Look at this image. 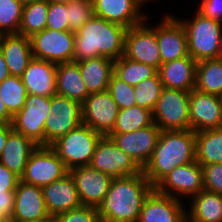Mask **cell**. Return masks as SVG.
Masks as SVG:
<instances>
[{"label": "cell", "mask_w": 222, "mask_h": 222, "mask_svg": "<svg viewBox=\"0 0 222 222\" xmlns=\"http://www.w3.org/2000/svg\"><path fill=\"white\" fill-rule=\"evenodd\" d=\"M153 190L142 171L113 178L108 193L97 207L101 222H137L144 201Z\"/></svg>", "instance_id": "cell-1"}, {"label": "cell", "mask_w": 222, "mask_h": 222, "mask_svg": "<svg viewBox=\"0 0 222 222\" xmlns=\"http://www.w3.org/2000/svg\"><path fill=\"white\" fill-rule=\"evenodd\" d=\"M128 28L93 16L75 32L73 62L101 56L117 60L124 55Z\"/></svg>", "instance_id": "cell-2"}, {"label": "cell", "mask_w": 222, "mask_h": 222, "mask_svg": "<svg viewBox=\"0 0 222 222\" xmlns=\"http://www.w3.org/2000/svg\"><path fill=\"white\" fill-rule=\"evenodd\" d=\"M195 149L194 131H161L152 156L142 172L155 187L175 167L196 161Z\"/></svg>", "instance_id": "cell-3"}, {"label": "cell", "mask_w": 222, "mask_h": 222, "mask_svg": "<svg viewBox=\"0 0 222 222\" xmlns=\"http://www.w3.org/2000/svg\"><path fill=\"white\" fill-rule=\"evenodd\" d=\"M175 17L185 29L188 55L197 62L219 58L222 22L204 17L197 10L192 18Z\"/></svg>", "instance_id": "cell-4"}, {"label": "cell", "mask_w": 222, "mask_h": 222, "mask_svg": "<svg viewBox=\"0 0 222 222\" xmlns=\"http://www.w3.org/2000/svg\"><path fill=\"white\" fill-rule=\"evenodd\" d=\"M102 135L91 127L80 124L59 137L50 147L56 152L68 170L90 165L97 142Z\"/></svg>", "instance_id": "cell-5"}, {"label": "cell", "mask_w": 222, "mask_h": 222, "mask_svg": "<svg viewBox=\"0 0 222 222\" xmlns=\"http://www.w3.org/2000/svg\"><path fill=\"white\" fill-rule=\"evenodd\" d=\"M190 91L163 88L152 109L153 121L161 131L188 130Z\"/></svg>", "instance_id": "cell-6"}, {"label": "cell", "mask_w": 222, "mask_h": 222, "mask_svg": "<svg viewBox=\"0 0 222 222\" xmlns=\"http://www.w3.org/2000/svg\"><path fill=\"white\" fill-rule=\"evenodd\" d=\"M33 58L54 64L73 62L75 32L44 29L30 37Z\"/></svg>", "instance_id": "cell-7"}, {"label": "cell", "mask_w": 222, "mask_h": 222, "mask_svg": "<svg viewBox=\"0 0 222 222\" xmlns=\"http://www.w3.org/2000/svg\"><path fill=\"white\" fill-rule=\"evenodd\" d=\"M82 104L66 96L55 94L44 126V146L82 124Z\"/></svg>", "instance_id": "cell-8"}, {"label": "cell", "mask_w": 222, "mask_h": 222, "mask_svg": "<svg viewBox=\"0 0 222 222\" xmlns=\"http://www.w3.org/2000/svg\"><path fill=\"white\" fill-rule=\"evenodd\" d=\"M50 107L51 97L28 94L23 108L13 116V130L44 146V126Z\"/></svg>", "instance_id": "cell-9"}, {"label": "cell", "mask_w": 222, "mask_h": 222, "mask_svg": "<svg viewBox=\"0 0 222 222\" xmlns=\"http://www.w3.org/2000/svg\"><path fill=\"white\" fill-rule=\"evenodd\" d=\"M68 173L69 170L50 146H38L31 153L20 181L43 187Z\"/></svg>", "instance_id": "cell-10"}, {"label": "cell", "mask_w": 222, "mask_h": 222, "mask_svg": "<svg viewBox=\"0 0 222 222\" xmlns=\"http://www.w3.org/2000/svg\"><path fill=\"white\" fill-rule=\"evenodd\" d=\"M148 19L147 16L143 23L127 29L124 56L158 70L162 61L157 43L156 25L153 26L150 22L148 23Z\"/></svg>", "instance_id": "cell-11"}, {"label": "cell", "mask_w": 222, "mask_h": 222, "mask_svg": "<svg viewBox=\"0 0 222 222\" xmlns=\"http://www.w3.org/2000/svg\"><path fill=\"white\" fill-rule=\"evenodd\" d=\"M154 189L160 194L188 201L204 190L202 166L197 161L177 166Z\"/></svg>", "instance_id": "cell-12"}, {"label": "cell", "mask_w": 222, "mask_h": 222, "mask_svg": "<svg viewBox=\"0 0 222 222\" xmlns=\"http://www.w3.org/2000/svg\"><path fill=\"white\" fill-rule=\"evenodd\" d=\"M90 166L112 178L138 174L142 169L108 136L97 142Z\"/></svg>", "instance_id": "cell-13"}, {"label": "cell", "mask_w": 222, "mask_h": 222, "mask_svg": "<svg viewBox=\"0 0 222 222\" xmlns=\"http://www.w3.org/2000/svg\"><path fill=\"white\" fill-rule=\"evenodd\" d=\"M119 110L108 91L89 94L82 104V122L102 136H108L115 126Z\"/></svg>", "instance_id": "cell-14"}, {"label": "cell", "mask_w": 222, "mask_h": 222, "mask_svg": "<svg viewBox=\"0 0 222 222\" xmlns=\"http://www.w3.org/2000/svg\"><path fill=\"white\" fill-rule=\"evenodd\" d=\"M160 132L159 127L153 123L132 132L110 133L108 137L143 169L152 156Z\"/></svg>", "instance_id": "cell-15"}, {"label": "cell", "mask_w": 222, "mask_h": 222, "mask_svg": "<svg viewBox=\"0 0 222 222\" xmlns=\"http://www.w3.org/2000/svg\"><path fill=\"white\" fill-rule=\"evenodd\" d=\"M11 219L16 222H52L42 187L18 182Z\"/></svg>", "instance_id": "cell-16"}, {"label": "cell", "mask_w": 222, "mask_h": 222, "mask_svg": "<svg viewBox=\"0 0 222 222\" xmlns=\"http://www.w3.org/2000/svg\"><path fill=\"white\" fill-rule=\"evenodd\" d=\"M190 130L194 132L221 129L222 105L217 95L190 91L189 98Z\"/></svg>", "instance_id": "cell-17"}, {"label": "cell", "mask_w": 222, "mask_h": 222, "mask_svg": "<svg viewBox=\"0 0 222 222\" xmlns=\"http://www.w3.org/2000/svg\"><path fill=\"white\" fill-rule=\"evenodd\" d=\"M156 37L162 64L188 56L185 29L173 14L162 16L156 24Z\"/></svg>", "instance_id": "cell-18"}, {"label": "cell", "mask_w": 222, "mask_h": 222, "mask_svg": "<svg viewBox=\"0 0 222 222\" xmlns=\"http://www.w3.org/2000/svg\"><path fill=\"white\" fill-rule=\"evenodd\" d=\"M82 205L98 207L109 191L112 177L90 165L69 170Z\"/></svg>", "instance_id": "cell-19"}, {"label": "cell", "mask_w": 222, "mask_h": 222, "mask_svg": "<svg viewBox=\"0 0 222 222\" xmlns=\"http://www.w3.org/2000/svg\"><path fill=\"white\" fill-rule=\"evenodd\" d=\"M92 3L94 16L126 28L143 23L148 15L137 0H92Z\"/></svg>", "instance_id": "cell-20"}, {"label": "cell", "mask_w": 222, "mask_h": 222, "mask_svg": "<svg viewBox=\"0 0 222 222\" xmlns=\"http://www.w3.org/2000/svg\"><path fill=\"white\" fill-rule=\"evenodd\" d=\"M186 204L155 189L144 201L137 222H182Z\"/></svg>", "instance_id": "cell-21"}, {"label": "cell", "mask_w": 222, "mask_h": 222, "mask_svg": "<svg viewBox=\"0 0 222 222\" xmlns=\"http://www.w3.org/2000/svg\"><path fill=\"white\" fill-rule=\"evenodd\" d=\"M44 201L50 216L82 206L78 191L70 173L42 187Z\"/></svg>", "instance_id": "cell-22"}, {"label": "cell", "mask_w": 222, "mask_h": 222, "mask_svg": "<svg viewBox=\"0 0 222 222\" xmlns=\"http://www.w3.org/2000/svg\"><path fill=\"white\" fill-rule=\"evenodd\" d=\"M57 64L33 58L21 76L28 94L52 97L56 91Z\"/></svg>", "instance_id": "cell-23"}, {"label": "cell", "mask_w": 222, "mask_h": 222, "mask_svg": "<svg viewBox=\"0 0 222 222\" xmlns=\"http://www.w3.org/2000/svg\"><path fill=\"white\" fill-rule=\"evenodd\" d=\"M197 61L190 55L161 64L158 75L164 88L191 91L196 86Z\"/></svg>", "instance_id": "cell-24"}, {"label": "cell", "mask_w": 222, "mask_h": 222, "mask_svg": "<svg viewBox=\"0 0 222 222\" xmlns=\"http://www.w3.org/2000/svg\"><path fill=\"white\" fill-rule=\"evenodd\" d=\"M0 49L10 75L21 77L33 59L30 37L20 34L0 35Z\"/></svg>", "instance_id": "cell-25"}, {"label": "cell", "mask_w": 222, "mask_h": 222, "mask_svg": "<svg viewBox=\"0 0 222 222\" xmlns=\"http://www.w3.org/2000/svg\"><path fill=\"white\" fill-rule=\"evenodd\" d=\"M38 147L30 138L12 130L0 155V163L21 177L31 153Z\"/></svg>", "instance_id": "cell-26"}, {"label": "cell", "mask_w": 222, "mask_h": 222, "mask_svg": "<svg viewBox=\"0 0 222 222\" xmlns=\"http://www.w3.org/2000/svg\"><path fill=\"white\" fill-rule=\"evenodd\" d=\"M77 63L89 94L108 90L110 77L114 73V60L101 56Z\"/></svg>", "instance_id": "cell-27"}, {"label": "cell", "mask_w": 222, "mask_h": 222, "mask_svg": "<svg viewBox=\"0 0 222 222\" xmlns=\"http://www.w3.org/2000/svg\"><path fill=\"white\" fill-rule=\"evenodd\" d=\"M57 94L83 104L89 95L76 62L57 64L56 69Z\"/></svg>", "instance_id": "cell-28"}, {"label": "cell", "mask_w": 222, "mask_h": 222, "mask_svg": "<svg viewBox=\"0 0 222 222\" xmlns=\"http://www.w3.org/2000/svg\"><path fill=\"white\" fill-rule=\"evenodd\" d=\"M186 214L198 222H222V195L202 190L189 199Z\"/></svg>", "instance_id": "cell-29"}, {"label": "cell", "mask_w": 222, "mask_h": 222, "mask_svg": "<svg viewBox=\"0 0 222 222\" xmlns=\"http://www.w3.org/2000/svg\"><path fill=\"white\" fill-rule=\"evenodd\" d=\"M196 161L201 165L222 163V128L195 132Z\"/></svg>", "instance_id": "cell-30"}, {"label": "cell", "mask_w": 222, "mask_h": 222, "mask_svg": "<svg viewBox=\"0 0 222 222\" xmlns=\"http://www.w3.org/2000/svg\"><path fill=\"white\" fill-rule=\"evenodd\" d=\"M195 89L217 96L222 92L221 58L197 62Z\"/></svg>", "instance_id": "cell-31"}, {"label": "cell", "mask_w": 222, "mask_h": 222, "mask_svg": "<svg viewBox=\"0 0 222 222\" xmlns=\"http://www.w3.org/2000/svg\"><path fill=\"white\" fill-rule=\"evenodd\" d=\"M49 2L39 0L23 7L19 34L31 37L46 28Z\"/></svg>", "instance_id": "cell-32"}, {"label": "cell", "mask_w": 222, "mask_h": 222, "mask_svg": "<svg viewBox=\"0 0 222 222\" xmlns=\"http://www.w3.org/2000/svg\"><path fill=\"white\" fill-rule=\"evenodd\" d=\"M152 111L138 105L119 110L111 133H127L153 124Z\"/></svg>", "instance_id": "cell-33"}, {"label": "cell", "mask_w": 222, "mask_h": 222, "mask_svg": "<svg viewBox=\"0 0 222 222\" xmlns=\"http://www.w3.org/2000/svg\"><path fill=\"white\" fill-rule=\"evenodd\" d=\"M158 70L150 65L126 58L114 60V74L131 86H137L145 79L154 77Z\"/></svg>", "instance_id": "cell-34"}, {"label": "cell", "mask_w": 222, "mask_h": 222, "mask_svg": "<svg viewBox=\"0 0 222 222\" xmlns=\"http://www.w3.org/2000/svg\"><path fill=\"white\" fill-rule=\"evenodd\" d=\"M27 96V89L19 76L10 75L0 83V97L13 116L23 108Z\"/></svg>", "instance_id": "cell-35"}, {"label": "cell", "mask_w": 222, "mask_h": 222, "mask_svg": "<svg viewBox=\"0 0 222 222\" xmlns=\"http://www.w3.org/2000/svg\"><path fill=\"white\" fill-rule=\"evenodd\" d=\"M23 7L19 0H0V35L19 34Z\"/></svg>", "instance_id": "cell-36"}, {"label": "cell", "mask_w": 222, "mask_h": 222, "mask_svg": "<svg viewBox=\"0 0 222 222\" xmlns=\"http://www.w3.org/2000/svg\"><path fill=\"white\" fill-rule=\"evenodd\" d=\"M163 88L158 73L154 77L141 81L137 86H134L136 105L152 111Z\"/></svg>", "instance_id": "cell-37"}, {"label": "cell", "mask_w": 222, "mask_h": 222, "mask_svg": "<svg viewBox=\"0 0 222 222\" xmlns=\"http://www.w3.org/2000/svg\"><path fill=\"white\" fill-rule=\"evenodd\" d=\"M119 109H126L136 105L134 86L122 81L114 73L111 75L108 90Z\"/></svg>", "instance_id": "cell-38"}, {"label": "cell", "mask_w": 222, "mask_h": 222, "mask_svg": "<svg viewBox=\"0 0 222 222\" xmlns=\"http://www.w3.org/2000/svg\"><path fill=\"white\" fill-rule=\"evenodd\" d=\"M94 16L92 0H74L68 3L69 30L77 32Z\"/></svg>", "instance_id": "cell-39"}, {"label": "cell", "mask_w": 222, "mask_h": 222, "mask_svg": "<svg viewBox=\"0 0 222 222\" xmlns=\"http://www.w3.org/2000/svg\"><path fill=\"white\" fill-rule=\"evenodd\" d=\"M52 222H101V219L97 207L82 205L55 215Z\"/></svg>", "instance_id": "cell-40"}, {"label": "cell", "mask_w": 222, "mask_h": 222, "mask_svg": "<svg viewBox=\"0 0 222 222\" xmlns=\"http://www.w3.org/2000/svg\"><path fill=\"white\" fill-rule=\"evenodd\" d=\"M46 29H54L57 31L69 30L68 4L49 2Z\"/></svg>", "instance_id": "cell-41"}, {"label": "cell", "mask_w": 222, "mask_h": 222, "mask_svg": "<svg viewBox=\"0 0 222 222\" xmlns=\"http://www.w3.org/2000/svg\"><path fill=\"white\" fill-rule=\"evenodd\" d=\"M204 190L222 195V163L203 165Z\"/></svg>", "instance_id": "cell-42"}, {"label": "cell", "mask_w": 222, "mask_h": 222, "mask_svg": "<svg viewBox=\"0 0 222 222\" xmlns=\"http://www.w3.org/2000/svg\"><path fill=\"white\" fill-rule=\"evenodd\" d=\"M196 10L204 17L222 22V0H200Z\"/></svg>", "instance_id": "cell-43"}, {"label": "cell", "mask_w": 222, "mask_h": 222, "mask_svg": "<svg viewBox=\"0 0 222 222\" xmlns=\"http://www.w3.org/2000/svg\"><path fill=\"white\" fill-rule=\"evenodd\" d=\"M20 177L0 163V193L3 191H15Z\"/></svg>", "instance_id": "cell-44"}, {"label": "cell", "mask_w": 222, "mask_h": 222, "mask_svg": "<svg viewBox=\"0 0 222 222\" xmlns=\"http://www.w3.org/2000/svg\"><path fill=\"white\" fill-rule=\"evenodd\" d=\"M14 197L15 191H3V193H0V221L12 218Z\"/></svg>", "instance_id": "cell-45"}, {"label": "cell", "mask_w": 222, "mask_h": 222, "mask_svg": "<svg viewBox=\"0 0 222 222\" xmlns=\"http://www.w3.org/2000/svg\"><path fill=\"white\" fill-rule=\"evenodd\" d=\"M13 130L12 124H0V155L6 144L8 134Z\"/></svg>", "instance_id": "cell-46"}, {"label": "cell", "mask_w": 222, "mask_h": 222, "mask_svg": "<svg viewBox=\"0 0 222 222\" xmlns=\"http://www.w3.org/2000/svg\"><path fill=\"white\" fill-rule=\"evenodd\" d=\"M13 115L8 111L5 103L0 97V124H11Z\"/></svg>", "instance_id": "cell-47"}, {"label": "cell", "mask_w": 222, "mask_h": 222, "mask_svg": "<svg viewBox=\"0 0 222 222\" xmlns=\"http://www.w3.org/2000/svg\"><path fill=\"white\" fill-rule=\"evenodd\" d=\"M9 76L10 72L0 49V83Z\"/></svg>", "instance_id": "cell-48"}, {"label": "cell", "mask_w": 222, "mask_h": 222, "mask_svg": "<svg viewBox=\"0 0 222 222\" xmlns=\"http://www.w3.org/2000/svg\"><path fill=\"white\" fill-rule=\"evenodd\" d=\"M47 1L55 3V4H65V5H67L68 3H70L74 0H47Z\"/></svg>", "instance_id": "cell-49"}, {"label": "cell", "mask_w": 222, "mask_h": 222, "mask_svg": "<svg viewBox=\"0 0 222 222\" xmlns=\"http://www.w3.org/2000/svg\"><path fill=\"white\" fill-rule=\"evenodd\" d=\"M182 222H198L193 218L189 217L187 214L184 215Z\"/></svg>", "instance_id": "cell-50"}, {"label": "cell", "mask_w": 222, "mask_h": 222, "mask_svg": "<svg viewBox=\"0 0 222 222\" xmlns=\"http://www.w3.org/2000/svg\"><path fill=\"white\" fill-rule=\"evenodd\" d=\"M143 7H145V5L147 3H152L153 1H159V0H137Z\"/></svg>", "instance_id": "cell-51"}, {"label": "cell", "mask_w": 222, "mask_h": 222, "mask_svg": "<svg viewBox=\"0 0 222 222\" xmlns=\"http://www.w3.org/2000/svg\"><path fill=\"white\" fill-rule=\"evenodd\" d=\"M23 5H27V4H30V3H33V2H36V1H39V0H19Z\"/></svg>", "instance_id": "cell-52"}, {"label": "cell", "mask_w": 222, "mask_h": 222, "mask_svg": "<svg viewBox=\"0 0 222 222\" xmlns=\"http://www.w3.org/2000/svg\"><path fill=\"white\" fill-rule=\"evenodd\" d=\"M220 42H221V44H220V56H219V58L222 59V36H221Z\"/></svg>", "instance_id": "cell-53"}, {"label": "cell", "mask_w": 222, "mask_h": 222, "mask_svg": "<svg viewBox=\"0 0 222 222\" xmlns=\"http://www.w3.org/2000/svg\"><path fill=\"white\" fill-rule=\"evenodd\" d=\"M218 97H219L220 103L222 105V92L218 95Z\"/></svg>", "instance_id": "cell-54"}, {"label": "cell", "mask_w": 222, "mask_h": 222, "mask_svg": "<svg viewBox=\"0 0 222 222\" xmlns=\"http://www.w3.org/2000/svg\"><path fill=\"white\" fill-rule=\"evenodd\" d=\"M0 222H16V221H14V220H12V219H9V220L0 221Z\"/></svg>", "instance_id": "cell-55"}]
</instances>
